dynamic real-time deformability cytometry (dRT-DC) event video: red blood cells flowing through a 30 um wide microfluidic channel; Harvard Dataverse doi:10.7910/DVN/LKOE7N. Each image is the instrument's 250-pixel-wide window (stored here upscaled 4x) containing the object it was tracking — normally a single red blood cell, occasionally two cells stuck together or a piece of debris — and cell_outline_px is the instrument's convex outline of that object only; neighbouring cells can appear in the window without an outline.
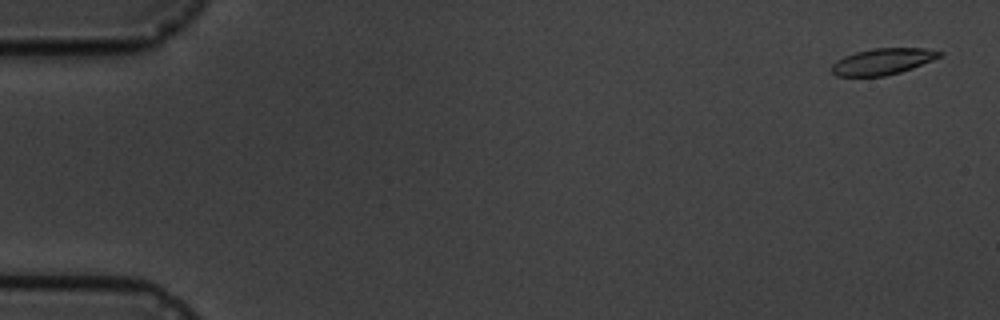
{"species": "common noctule bat (a hibernating species)", "species_latin": "Nyctalus noctula", "temperature_condition": "cold", "stored_images_in_passage": 15, "camera_frame_rate_fps": 3000, "um_per_image_px": 0.085, "animal": {"sex": "male", "body_mass_g": 19.5, "forearm_length_mm": 54.6}, "frame": {"image": 1, "passage_image": 1, "time_ms": 0.0, "image_size_px": [1000, 320], "cell_outline_px": [[944, 52], [940, 56], [932, 60], [912, 68], [900, 72], [884, 76], [836, 76], [832, 72], [832, 64], [836, 60], [844, 56], [856, 52], [872, 48], [924, 48]], "centroid_in_image_um": [75.01, 5.22], "position_along_channel_um": 10.0, "area_um2": 16.42}}
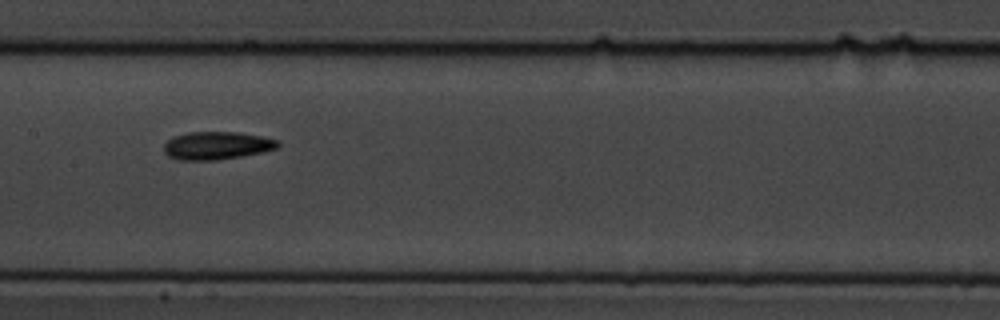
{"frame": {"image": 2, "passage_image": 8, "time_ms": 9.0, "image_size_px": [1000, 320], "cell_outline_px": [[280, 144], [276, 148], [264, 152], [216, 160], [180, 160], [168, 156], [164, 152], [164, 144], [172, 136], [188, 132], [236, 132], [264, 136], [280, 140]], "centroid_in_image_um": [18.44, 12.36], "position_along_channel_um": 189.0, "area_um2": 18.67}}
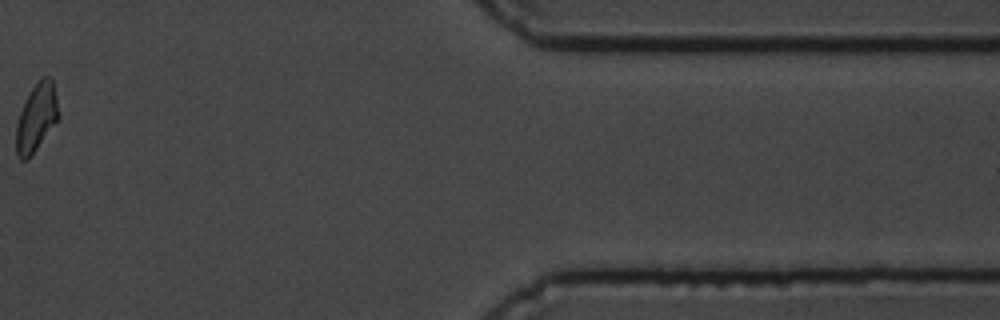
{"frame": {"image": 3, "passage_image": 14, "time_ms": 16.667, "image_size_px": [1000, 320], "cell_outline_px": [[60, 116], [28, 160], [20, 160], [16, 156], [16, 124], [20, 112], [32, 88], [44, 76], [48, 76], [52, 80], [56, 96]], "centroid_in_image_um": [3.09, 10.04], "position_along_channel_um": 408.3, "area_um2": 16.47}, "authors_computed_cell_mechanics": {"area_um2": 17.1088, "velocity_mm_per_s": 3.5161, "shape_relaxation_time_tau1_ms": 1.4171, "shape_relaxation_time_tau2_ms": 3.4082, "deformation_change_tau1": 0.0703, "deformation_change_tau2": 0.0808}}